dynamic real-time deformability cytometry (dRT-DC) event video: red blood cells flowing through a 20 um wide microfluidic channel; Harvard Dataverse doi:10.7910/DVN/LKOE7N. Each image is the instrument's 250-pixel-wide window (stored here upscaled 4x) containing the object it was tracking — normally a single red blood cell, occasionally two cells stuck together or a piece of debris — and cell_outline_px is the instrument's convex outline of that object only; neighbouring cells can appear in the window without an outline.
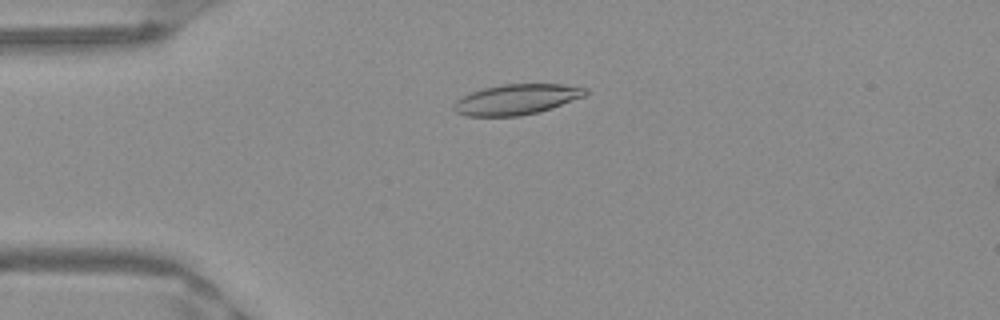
{"species": "Egyptian fruit bat (a non-hibernating species)", "species_latin": "Rousettus aegyptiacus", "temperature_condition": "warm", "stored_images_in_passage": 52, "camera_frame_rate_fps": 3000, "um_per_image_px": 0.085, "frame": {"image": 1, "passage_image": 13, "time_ms": 4.0, "image_size_px": [1000, 320], "cell_outline_px": [[588, 92], [584, 96], [552, 108], [540, 112], [520, 116], [468, 116], [456, 112], [452, 108], [452, 104], [456, 100], [472, 92], [484, 88], [504, 84], [564, 84], [588, 88]], "centroid_in_image_um": [43.92, 8.45], "position_along_channel_um": 41.1, "area_um2": 23.35}}
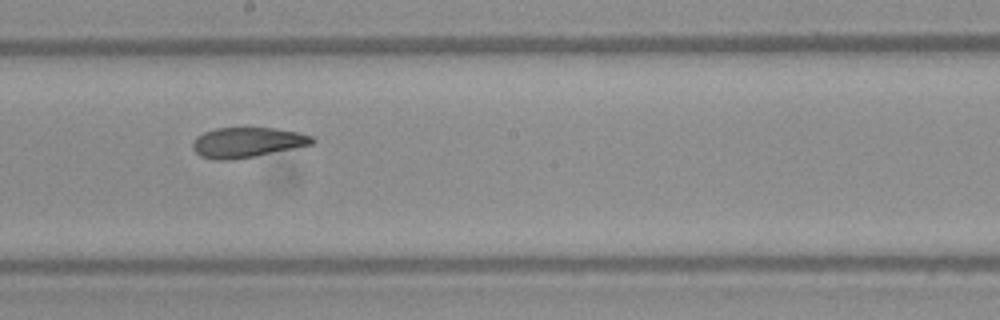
{"frame": {"image": 2, "passage_image": 29, "time_ms": 9.333, "image_size_px": [1000, 320], "cell_outline_px": [[316, 140], [312, 144], [232, 160], [216, 160], [200, 156], [192, 148], [192, 144], [196, 136], [204, 132], [216, 128], [276, 128], [300, 132], [312, 136]], "centroid_in_image_um": [20.99, 12.09], "position_along_channel_um": 227.2, "area_um2": 20.81}}
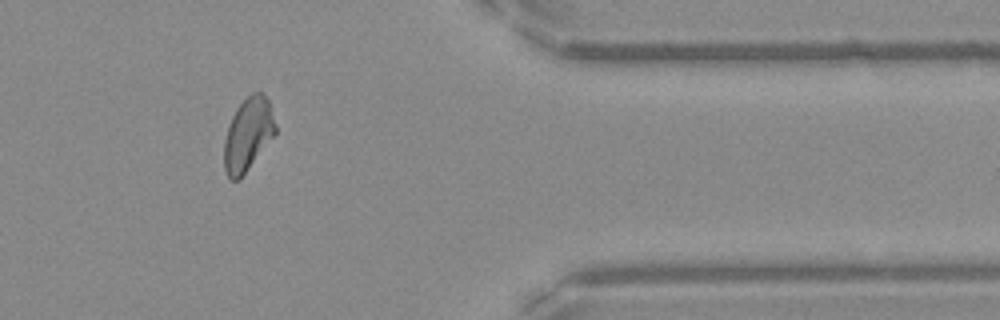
{"frame": {"image": 3, "passage_image": 43, "time_ms": 14.0, "image_size_px": [1000, 320], "cell_outline_px": [[276, 132], [240, 180], [232, 180], [228, 176], [224, 168], [224, 140], [232, 116], [236, 108], [252, 92], [260, 92], [268, 100], [276, 124]], "centroid_in_image_um": [21.07, 11.44], "position_along_channel_um": 390.3, "area_um2": 21.56}, "authors_computed_cell_mechanics": {"area_um2": 22.1952, "velocity_mm_per_s": 3.9653, "shape_relaxation_time_tau1_ms": 11.1243, "shape_relaxation_time_tau2_ms": 2.7448, "deformation_change_tau1": 0.2605, "deformation_change_tau2": 0.0897}}